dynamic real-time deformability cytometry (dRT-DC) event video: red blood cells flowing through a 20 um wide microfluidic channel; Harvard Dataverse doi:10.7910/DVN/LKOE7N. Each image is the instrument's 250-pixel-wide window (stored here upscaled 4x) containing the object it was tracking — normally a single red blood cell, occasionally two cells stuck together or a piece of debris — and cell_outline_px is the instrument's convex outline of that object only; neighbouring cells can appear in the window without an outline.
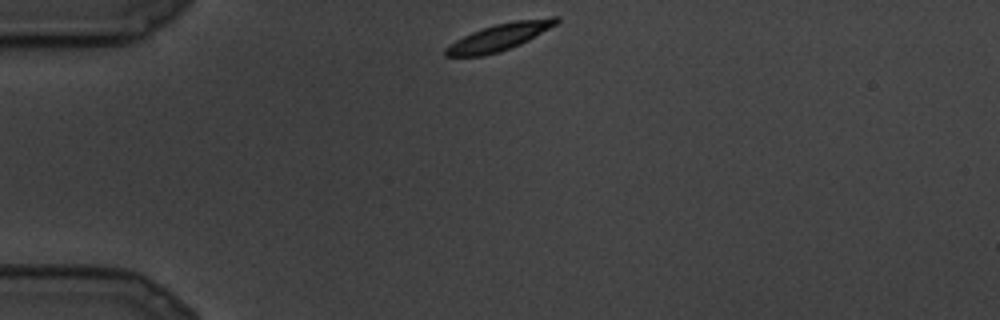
{"species": "common noctule bat (a hibernating species)", "species_latin": "Nyctalus noctula", "temperature_condition": "cold", "stored_images_in_passage": 6, "camera_frame_rate_fps": 3000, "um_per_image_px": 0.085, "animal": {"sex": "male", "body_mass_g": 19.5, "forearm_length_mm": 54.6}, "frame": {"image": 1, "passage_image": 1, "time_ms": 0.0, "image_size_px": [1000, 320], "cell_outline_px": [[560, 20], [556, 24], [528, 40], [520, 44], [500, 52], [484, 56], [444, 56], [444, 48], [456, 40], [472, 32], [496, 24], [516, 20], [552, 16], [560, 16]], "centroid_in_image_um": [42.45, 3.15], "position_along_channel_um": 42.5, "area_um2": 17.28}}
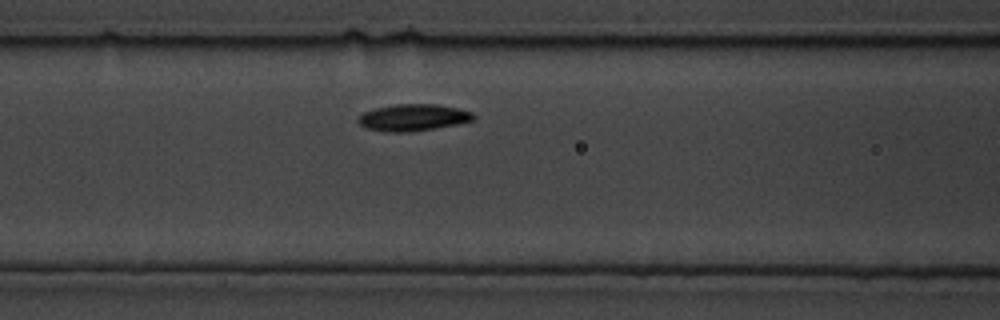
{"frame": {"image": 2, "passage_image": 6, "time_ms": 1.667, "image_size_px": [1000, 320], "cell_outline_px": [[476, 116], [472, 120], [456, 124], [412, 132], [388, 132], [364, 128], [356, 120], [364, 112], [376, 108], [396, 104], [436, 104], [456, 108], [472, 112]], "centroid_in_image_um": [35.09, 9.99], "position_along_channel_um": 131.5, "area_um2": 17.86}}